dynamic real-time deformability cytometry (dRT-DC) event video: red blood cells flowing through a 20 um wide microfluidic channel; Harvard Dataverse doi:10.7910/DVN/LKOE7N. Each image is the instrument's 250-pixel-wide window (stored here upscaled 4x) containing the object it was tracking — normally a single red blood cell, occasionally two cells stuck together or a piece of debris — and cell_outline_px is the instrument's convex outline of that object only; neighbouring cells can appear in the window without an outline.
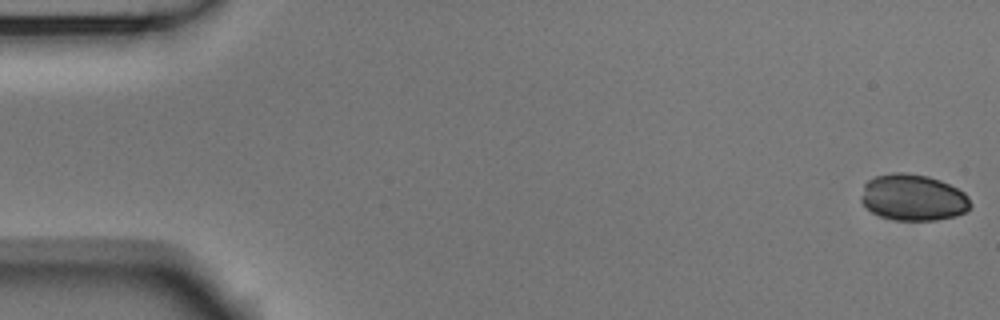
{"species": "Egyptian fruit bat (a non-hibernating species)", "species_latin": "Rousettus aegyptiacus", "temperature_condition": "room temperature", "stored_images_in_passage": 54, "camera_frame_rate_fps": 3000, "um_per_image_px": 0.085, "animal": {"sex": "male"}, "frame": {"image": 1, "passage_image": 1, "time_ms": 0.0, "image_size_px": [1000, 320], "cell_outline_px": [[972, 204], [964, 212], [956, 216], [936, 220], [892, 220], [880, 216], [872, 212], [860, 200], [860, 196], [864, 184], [868, 180], [876, 176], [892, 172], [904, 172], [928, 176], [940, 180], [964, 192], [968, 196]], "centroid_in_image_um": [77.6, 16.78], "position_along_channel_um": 7.4, "area_um2": 29.65}}
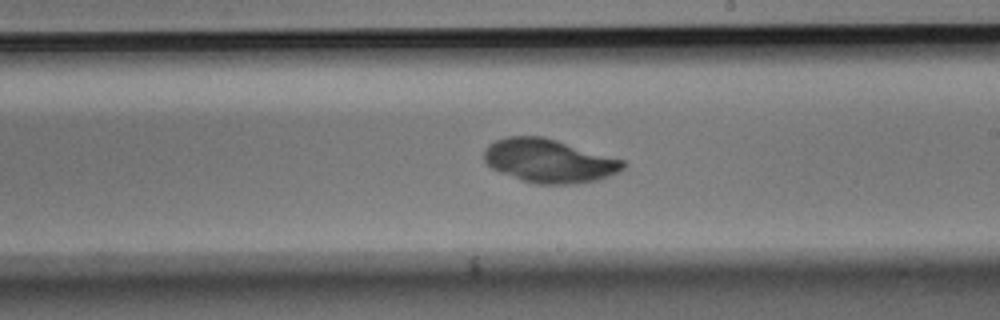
{"frame": {"image": 2, "passage_image": 31, "time_ms": 10.0, "image_size_px": [1000, 320], "cell_outline_px": [[628, 164], [624, 168], [608, 176], [596, 180], [576, 184], [536, 184], [520, 180], [500, 172], [492, 168], [484, 160], [484, 152], [488, 144], [496, 140], [508, 136], [544, 136], [624, 160]], "centroid_in_image_um": [46.66, 13.67], "position_along_channel_um": 242.3, "area_um2": 35.32}}
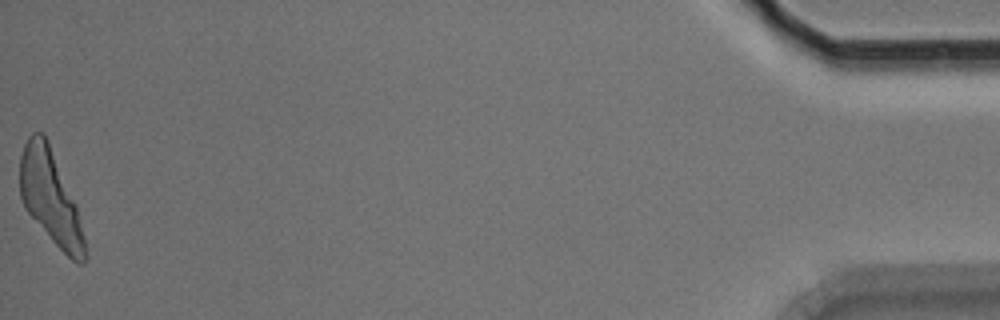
{"frame": {"image": 3, "passage_image": 54, "time_ms": 17.667, "image_size_px": [1000, 320], "cell_outline_px": [[84, 264], [76, 264], [52, 240], [24, 208], [20, 196], [20, 156], [24, 144], [28, 136], [32, 132], [44, 132], [48, 140], [76, 204], [84, 236]], "centroid_in_image_um": [4.26, 16.72], "position_along_channel_um": 430.9, "area_um2": 34.97}}